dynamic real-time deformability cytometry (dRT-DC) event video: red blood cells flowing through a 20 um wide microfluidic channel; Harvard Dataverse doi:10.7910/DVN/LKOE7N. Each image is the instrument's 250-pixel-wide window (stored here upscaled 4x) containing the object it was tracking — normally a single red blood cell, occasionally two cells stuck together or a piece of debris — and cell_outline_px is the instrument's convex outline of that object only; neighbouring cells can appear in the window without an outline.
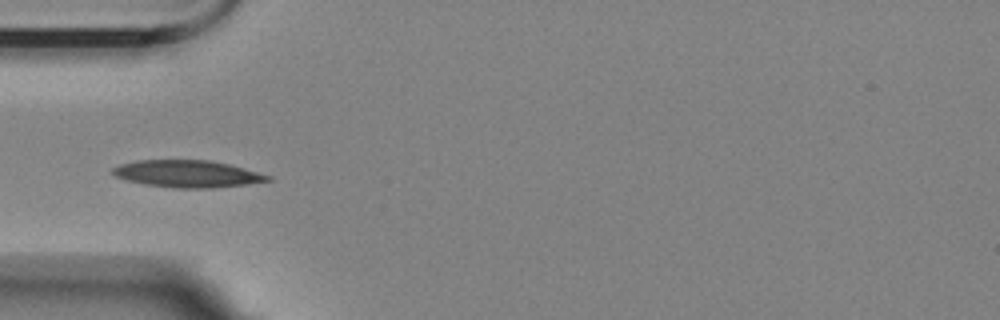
{"species": "Egyptian fruit bat (a non-hibernating species)", "species_latin": "Rousettus aegyptiacus", "temperature_condition": "room temperature", "stored_images_in_passage": 5, "camera_frame_rate_fps": 3000, "um_per_image_px": 0.085, "animal": {"sex": "female"}, "frame": {"image": 1, "passage_image": 4, "time_ms": 3.667, "image_size_px": [1000, 320], "cell_outline_px": [[272, 180], [248, 184], [216, 188], [172, 188], [144, 184], [124, 180], [116, 176], [112, 172], [112, 168], [120, 164], [140, 160], [208, 160], [228, 164], [272, 176]], "centroid_in_image_um": [15.92, 14.78], "position_along_channel_um": 69.1, "area_um2": 24.51}}
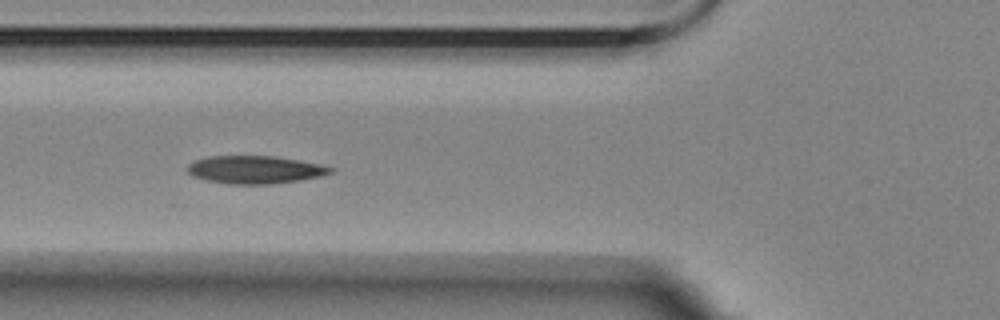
{"frame": {"image": 2, "passage_image": 5, "time_ms": 4.667, "image_size_px": [1000, 320], "cell_outline_px": [[332, 172], [320, 176], [300, 180], [272, 184], [228, 184], [208, 180], [192, 176], [188, 172], [188, 164], [196, 160], [208, 156], [272, 156], [320, 164], [332, 168]], "centroid_in_image_um": [21.64, 14.43], "position_along_channel_um": 104.2, "area_um2": 22.95}}